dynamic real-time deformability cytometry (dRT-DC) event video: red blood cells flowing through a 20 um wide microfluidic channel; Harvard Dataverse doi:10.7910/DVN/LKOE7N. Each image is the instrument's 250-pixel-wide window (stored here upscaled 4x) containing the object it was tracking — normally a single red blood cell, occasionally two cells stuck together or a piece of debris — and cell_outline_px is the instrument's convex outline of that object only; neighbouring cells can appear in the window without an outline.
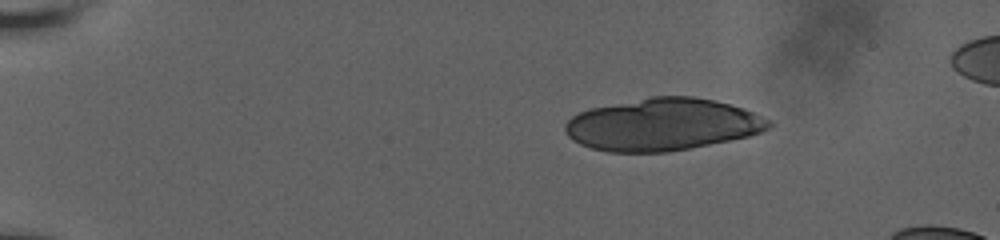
{"species": "human", "species_latin": "Homo sapiens", "temperature_condition": "room temperature", "stored_images_in_passage": 22, "camera_frame_rate_fps": 3000, "um_per_image_px": 0.085, "donor": {"sex": "male"}, "frame": {"image": 1, "passage_image": 10, "time_ms": 3.0, "image_size_px": [1000, 240], "cell_outline_px": [[772, 124], [768, 128], [760, 132], [748, 136], [668, 152], [608, 152], [592, 148], [580, 144], [572, 140], [568, 136], [564, 128], [564, 124], [572, 116], [580, 112], [592, 108], [652, 96], [692, 96], [712, 100], [744, 108], [768, 120]], "centroid_in_image_um": [56.27, 10.58], "position_along_channel_um": 28.7, "area_um2": 61.38}}